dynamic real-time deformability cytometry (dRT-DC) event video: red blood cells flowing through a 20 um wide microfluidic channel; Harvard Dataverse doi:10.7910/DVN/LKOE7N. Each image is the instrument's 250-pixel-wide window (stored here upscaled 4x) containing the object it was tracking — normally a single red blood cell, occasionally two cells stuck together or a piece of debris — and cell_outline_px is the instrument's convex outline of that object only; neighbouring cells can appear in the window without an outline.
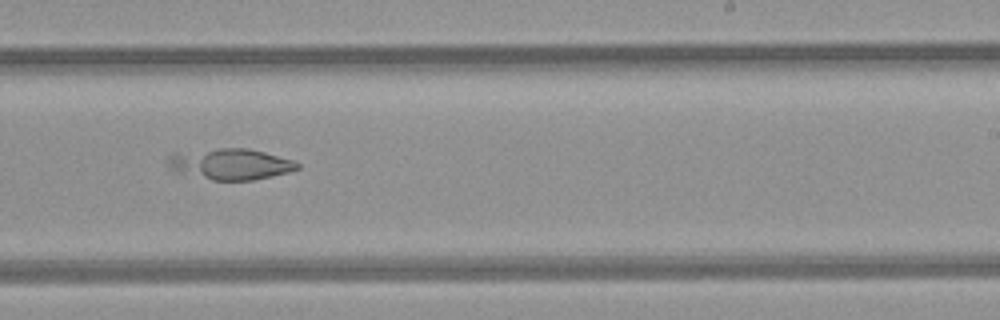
{"species": "common noctule bat (a hibernating species)", "species_latin": "Nyctalus noctula", "temperature_condition": "room temperature", "stored_images_in_passage": 33, "camera_frame_rate_fps": 3000, "um_per_image_px": 0.085, "animal": {"sex": "female", "body_mass_g": 21.9}, "frame": {"image": 1, "passage_image": 22, "time_ms": 7.0, "image_size_px": [1000, 320], "cell_outline_px": [[300, 168], [288, 172], [252, 180], [212, 180], [180, 172], [168, 168], [164, 160], [168, 156], [176, 152], [220, 148], [248, 148], [264, 152], [292, 160], [300, 164]], "centroid_in_image_um": [19.54, 13.93], "position_along_channel_um": 269.5, "area_um2": 23.35}}
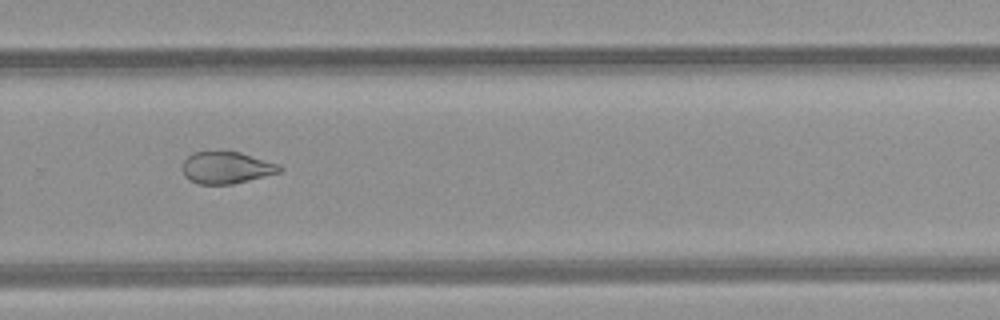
{"frame": {"image": 2, "passage_image": 25, "time_ms": 8.0, "image_size_px": [1000, 320], "cell_outline_px": [[284, 168], [280, 172], [232, 184], [200, 184], [188, 180], [184, 176], [184, 160], [192, 152], [240, 152], [280, 164]], "centroid_in_image_um": [19.27, 14.25], "position_along_channel_um": 310.5, "area_um2": 17.92}}